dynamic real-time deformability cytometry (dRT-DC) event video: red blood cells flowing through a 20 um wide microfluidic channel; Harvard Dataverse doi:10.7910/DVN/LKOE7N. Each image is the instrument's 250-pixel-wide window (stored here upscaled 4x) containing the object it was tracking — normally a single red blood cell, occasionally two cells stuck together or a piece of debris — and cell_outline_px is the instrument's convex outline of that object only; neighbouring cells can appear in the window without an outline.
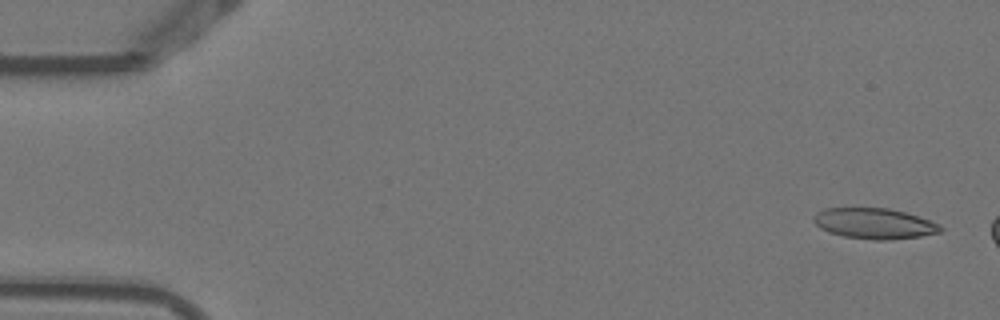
{"species": "Egyptian fruit bat (a non-hibernating species)", "species_latin": "Rousettus aegyptiacus", "temperature_condition": "warm", "stored_images_in_passage": 2, "camera_frame_rate_fps": 3000, "um_per_image_px": 0.085, "animal": {"sex": "female"}, "frame": {"image": 1, "passage_image": 1, "time_ms": 0.0, "image_size_px": [1000, 320], "cell_outline_px": [[944, 228], [940, 232], [920, 236], [888, 240], [872, 240], [844, 236], [828, 232], [820, 228], [812, 220], [812, 216], [816, 212], [824, 208], [888, 208], [904, 212], [932, 220], [940, 224]], "centroid_in_image_um": [74.31, 18.99], "position_along_channel_um": 10.7, "area_um2": 22.83}}